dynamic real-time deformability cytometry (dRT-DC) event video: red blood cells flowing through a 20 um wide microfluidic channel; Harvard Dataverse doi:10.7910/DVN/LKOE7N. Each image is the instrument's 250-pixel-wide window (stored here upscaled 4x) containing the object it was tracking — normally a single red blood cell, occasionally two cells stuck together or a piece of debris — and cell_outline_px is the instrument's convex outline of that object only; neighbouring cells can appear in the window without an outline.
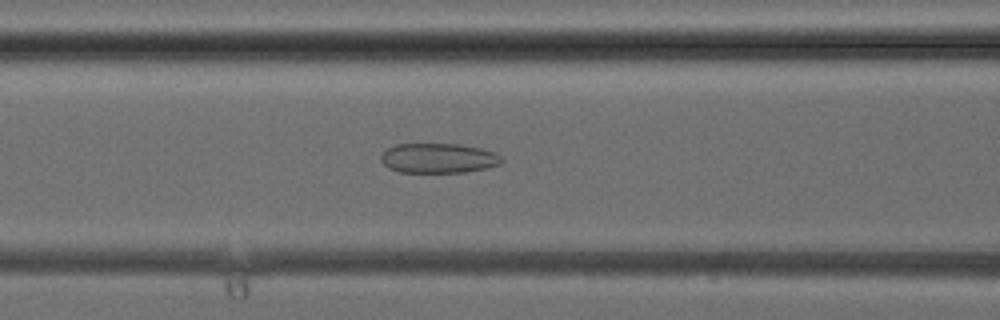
{"species": "common noctule bat (a hibernating species)", "species_latin": "Nyctalus noctula", "temperature_condition": "cold", "stored_images_in_passage": 25, "camera_frame_rate_fps": 3000, "um_per_image_px": 0.085, "animal": {"sex": "female", "body_mass_g": 24.6, "forearm_length_mm": 56.2}, "frame": {"image": 1, "passage_image": 6, "time_ms": 1.667, "image_size_px": [1000, 320], "cell_outline_px": [[500, 164], [488, 168], [464, 172], [400, 172], [388, 168], [380, 160], [380, 156], [388, 148], [396, 144], [460, 144], [480, 148], [496, 152], [500, 156]], "centroid_in_image_um": [37.25, 13.44], "position_along_channel_um": 129.3, "area_um2": 20.92}}
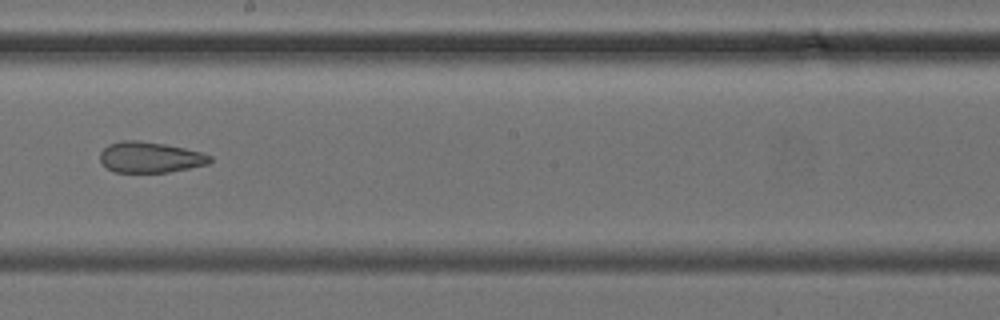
{"frame": {"image": 2, "passage_image": 12, "time_ms": 3.667, "image_size_px": [1000, 320], "cell_outline_px": [[212, 160], [208, 164], [168, 172], [116, 172], [108, 168], [100, 160], [100, 152], [108, 144], [120, 140], [136, 140], [164, 144], [184, 148], [200, 152], [212, 156]], "centroid_in_image_um": [12.75, 13.36], "position_along_channel_um": 235.5, "area_um2": 19.59}}
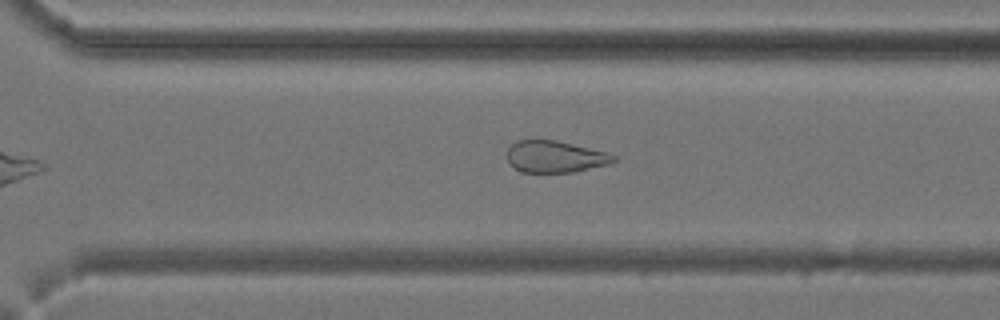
{"frame": {"image": 3, "passage_image": 17, "time_ms": 5.333, "image_size_px": [1000, 320], "cell_outline_px": [[616, 160], [612, 164], [572, 172], [520, 172], [508, 160], [508, 148], [516, 140], [556, 140], [608, 152], [616, 156]], "centroid_in_image_um": [47.23, 13.31], "position_along_channel_um": 323.4, "area_um2": 19.71}}